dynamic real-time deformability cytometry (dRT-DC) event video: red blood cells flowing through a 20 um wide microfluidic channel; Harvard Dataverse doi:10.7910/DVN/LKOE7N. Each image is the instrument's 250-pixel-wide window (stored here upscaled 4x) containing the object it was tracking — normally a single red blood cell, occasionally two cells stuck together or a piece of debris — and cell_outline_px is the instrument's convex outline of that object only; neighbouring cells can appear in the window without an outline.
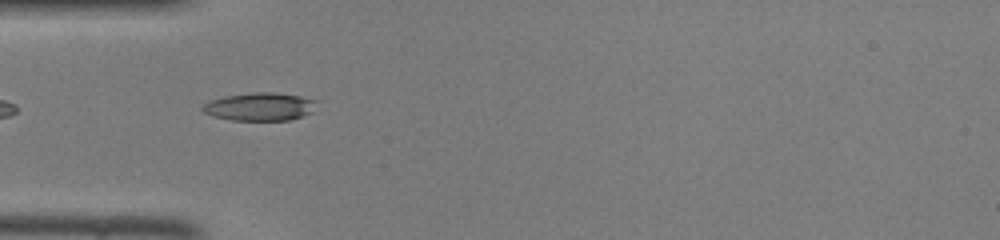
{"species": "common noctule bat (a hibernating species)", "species_latin": "Nyctalus noctula", "temperature_condition": "room temperature", "stored_images_in_passage": 31, "camera_frame_rate_fps": 3000, "um_per_image_px": 0.085, "animal": {"sex": "female", "body_mass_g": 22.0, "forearm_length_mm": 56.7}, "frame": {"image": 1, "passage_image": 1, "time_ms": 0.0, "image_size_px": [1000, 240], "cell_outline_px": [[316, 100], [312, 112], [292, 120], [232, 120], [212, 116], [204, 112], [200, 108], [208, 100], [224, 96], [252, 92], [276, 92], [300, 96]], "centroid_in_image_um": [22.05, 9.06], "position_along_channel_um": 63.0, "area_um2": 18.73}}
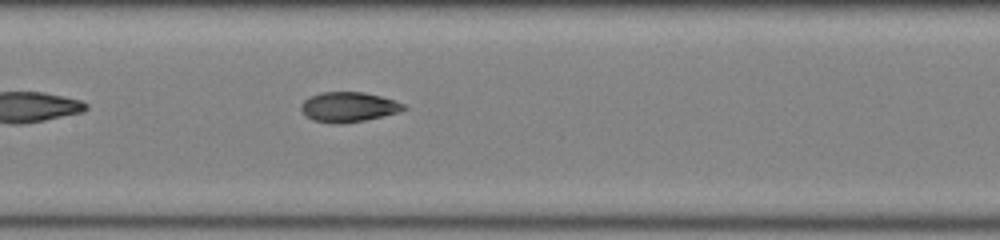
{"frame": {"image": 2, "passage_image": 9, "time_ms": 2.667, "image_size_px": [1000, 240], "cell_outline_px": [[408, 108], [400, 112], [384, 116], [364, 120], [340, 124], [336, 124], [312, 120], [304, 116], [300, 108], [300, 104], [308, 96], [320, 92], [364, 92], [396, 100], [404, 104]], "centroid_in_image_um": [29.6, 9.09], "position_along_channel_um": 177.8, "area_um2": 18.21}}
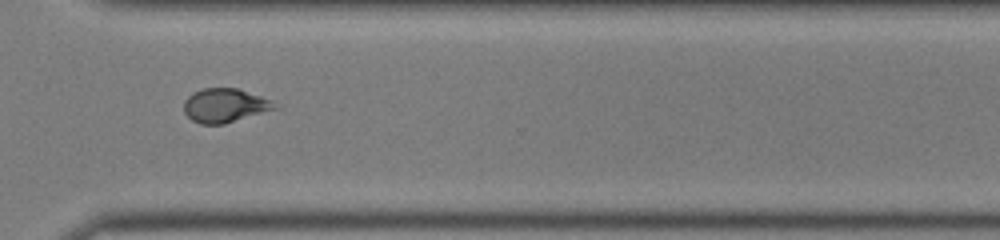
{"frame": {"image": 3, "passage_image": 21, "time_ms": 6.667, "image_size_px": [1000, 240], "cell_outline_px": [[280, 108], [224, 124], [200, 124], [192, 120], [184, 112], [184, 100], [192, 92], [204, 88], [236, 88], [272, 100], [280, 104]], "centroid_in_image_um": [19.15, 8.97], "position_along_channel_um": 351.5, "area_um2": 18.15}}